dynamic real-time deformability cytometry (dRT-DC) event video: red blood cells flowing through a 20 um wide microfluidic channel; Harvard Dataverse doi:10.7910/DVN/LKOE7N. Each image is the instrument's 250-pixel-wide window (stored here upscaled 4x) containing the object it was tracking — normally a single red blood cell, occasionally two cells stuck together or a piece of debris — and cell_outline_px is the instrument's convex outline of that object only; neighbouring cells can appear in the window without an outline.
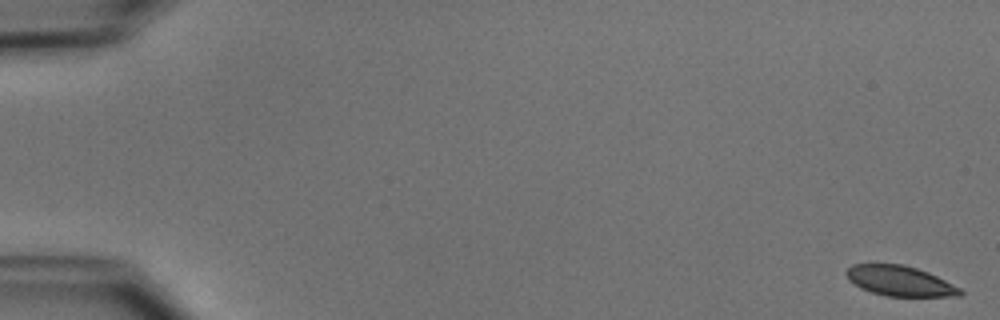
{"species": "common noctule bat (a hibernating species)", "species_latin": "Nyctalus noctula", "temperature_condition": "cold", "stored_images_in_passage": 52, "camera_frame_rate_fps": 3000, "um_per_image_px": 0.085, "animal": {"sex": "male", "body_mass_g": 15.6}, "frame": {"image": 1, "passage_image": 1, "time_ms": 0.0, "image_size_px": [1000, 320], "cell_outline_px": [[964, 292], [960, 296], [884, 296], [860, 288], [848, 280], [844, 272], [852, 264], [904, 264], [928, 272], [960, 288]], "centroid_in_image_um": [76.45, 23.88], "position_along_channel_um": 8.5, "area_um2": 20.0}}
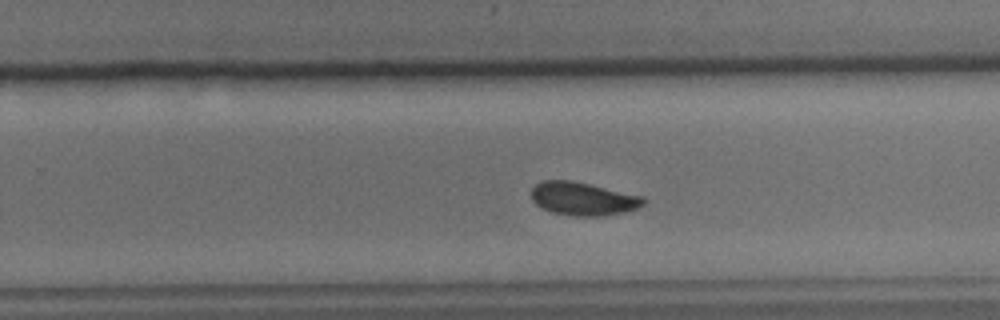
{"frame": {"image": 2, "passage_image": 34, "time_ms": 11.0, "image_size_px": [1000, 320], "cell_outline_px": [[644, 204], [636, 208], [624, 212], [604, 216], [572, 216], [552, 212], [540, 208], [532, 200], [532, 188], [540, 180], [572, 180], [644, 196]], "centroid_in_image_um": [49.53, 16.89], "position_along_channel_um": 280.3, "area_um2": 21.85}}
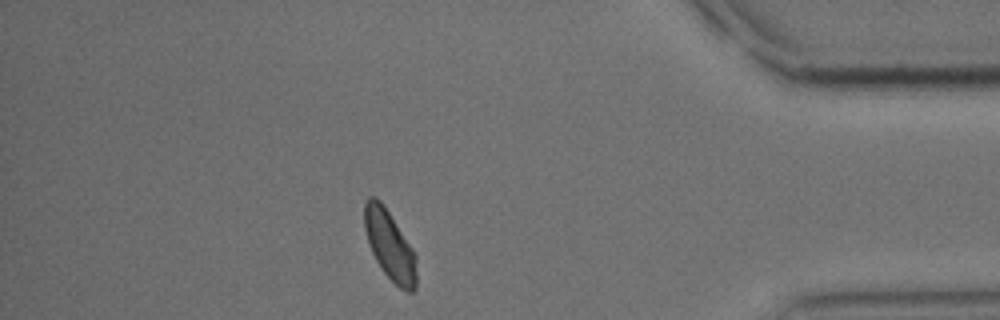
{"frame": {"image": 3, "passage_image": 46, "time_ms": 15.0, "image_size_px": [1000, 320], "cell_outline_px": [[416, 288], [412, 292], [408, 292], [400, 288], [384, 272], [376, 260], [372, 252], [364, 228], [364, 204], [368, 196], [376, 196], [380, 200], [412, 248], [416, 256]], "centroid_in_image_um": [33.12, 20.84], "position_along_channel_um": 402.1, "area_um2": 20.69}, "authors_computed_cell_mechanics": {"area_um2": 21.3571, "velocity_mm_per_s": 3.8929, "shape_relaxation_time_tau1_ms": 2.3055, "shape_relaxation_time_tau2_ms": 2.5336, "deformation_change_tau1": 0.0851, "deformation_change_tau2": 0.0542}}